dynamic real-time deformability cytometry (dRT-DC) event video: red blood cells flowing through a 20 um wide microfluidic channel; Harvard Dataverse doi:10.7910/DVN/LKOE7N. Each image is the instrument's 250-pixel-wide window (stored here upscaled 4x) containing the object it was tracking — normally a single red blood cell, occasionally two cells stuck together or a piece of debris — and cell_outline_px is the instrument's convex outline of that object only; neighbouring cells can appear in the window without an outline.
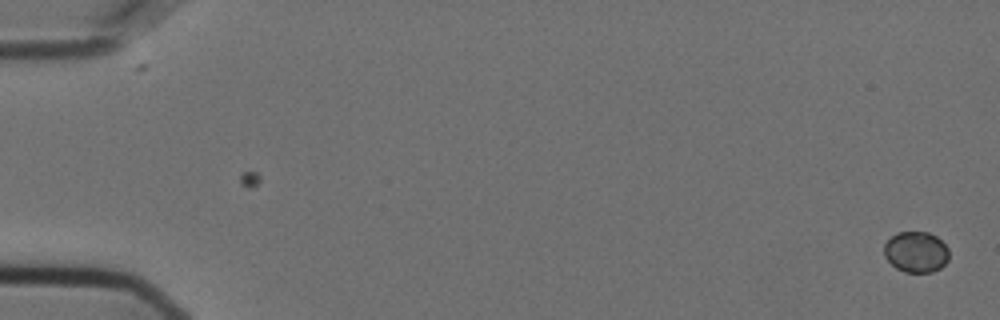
{"species": "Egyptian fruit bat (a non-hibernating species)", "species_latin": "Rousettus aegyptiacus", "temperature_condition": "cold", "stored_images_in_passage": 56, "camera_frame_rate_fps": 3000, "um_per_image_px": 0.085, "animal": {"sex": "female"}, "frame": {"image": 1, "passage_image": 1, "time_ms": 0.0, "image_size_px": [1000, 320], "cell_outline_px": [[948, 260], [940, 268], [932, 272], [904, 272], [896, 268], [884, 256], [884, 244], [896, 232], [928, 232], [936, 236], [948, 248]], "centroid_in_image_um": [77.85, 21.41], "position_along_channel_um": 7.1, "area_um2": 15.43}}
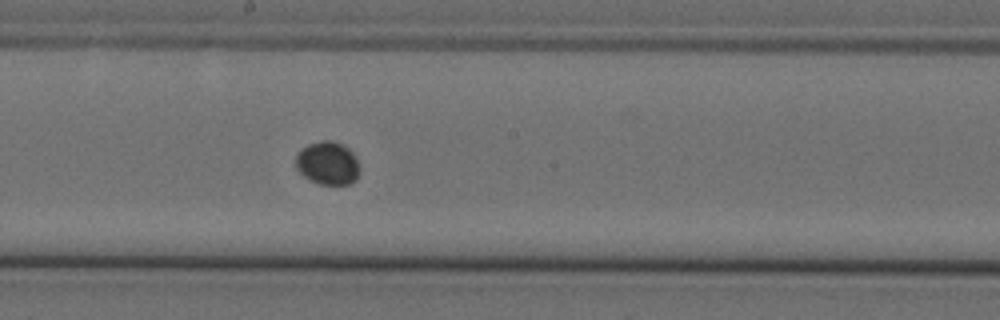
{"frame": {"image": 2, "passage_image": 32, "time_ms": 10.333, "image_size_px": [1000, 320], "cell_outline_px": [[360, 172], [356, 180], [348, 184], [320, 184], [304, 176], [296, 168], [296, 152], [308, 144], [320, 140], [332, 140], [348, 148], [356, 156], [360, 168]], "centroid_in_image_um": [27.86, 13.86], "position_along_channel_um": 220.3, "area_um2": 16.18}}
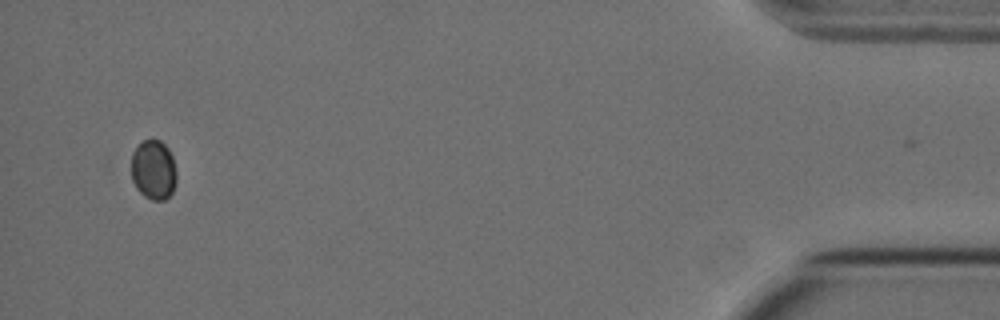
{"frame": {"image": 3, "passage_image": 55, "time_ms": 18.0, "image_size_px": [1000, 320], "cell_outline_px": [[176, 184], [172, 192], [164, 200], [152, 200], [144, 196], [136, 188], [132, 180], [132, 152], [144, 140], [160, 140], [168, 148], [172, 156], [176, 172]], "centroid_in_image_um": [13.05, 14.45], "position_along_channel_um": 422.1, "area_um2": 15.66}}